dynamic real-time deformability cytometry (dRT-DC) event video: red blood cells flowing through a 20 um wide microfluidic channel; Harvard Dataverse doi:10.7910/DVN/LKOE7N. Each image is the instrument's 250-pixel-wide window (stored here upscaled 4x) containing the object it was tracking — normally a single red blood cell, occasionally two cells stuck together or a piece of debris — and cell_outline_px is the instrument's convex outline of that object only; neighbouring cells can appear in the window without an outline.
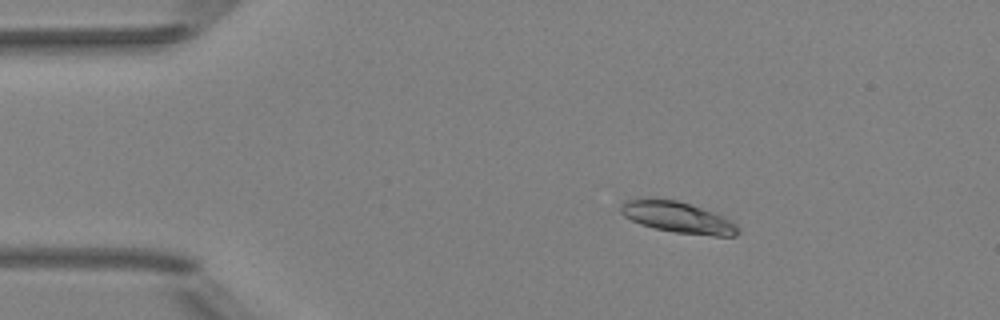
{"species": "Egyptian fruit bat (a non-hibernating species)", "species_latin": "Rousettus aegyptiacus", "temperature_condition": "room temperature", "stored_images_in_passage": 5, "camera_frame_rate_fps": 3000, "um_per_image_px": 0.085, "animal": {"sex": "female"}, "frame": {"image": 1, "passage_image": 1, "time_ms": 0.0, "image_size_px": [1000, 320], "cell_outline_px": [[740, 232], [736, 236], [712, 236], [676, 232], [656, 228], [640, 224], [624, 216], [620, 212], [620, 204], [624, 200], [676, 200], [724, 216], [732, 220], [740, 228]], "centroid_in_image_um": [57.67, 18.5], "position_along_channel_um": 27.3, "area_um2": 20.87}}
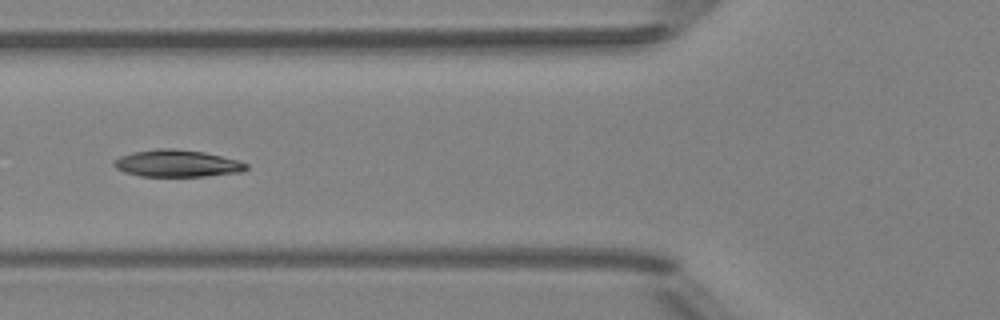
{"frame": {"image": 2, "passage_image": 4, "time_ms": 1.0, "image_size_px": [1000, 320], "cell_outline_px": [[248, 168], [244, 172], [204, 176], [140, 176], [124, 172], [116, 168], [112, 164], [112, 160], [120, 156], [132, 152], [156, 148], [172, 148], [204, 152], [236, 160], [248, 164]], "centroid_in_image_um": [15.01, 13.89], "position_along_channel_um": 110.8, "area_um2": 20.92}}
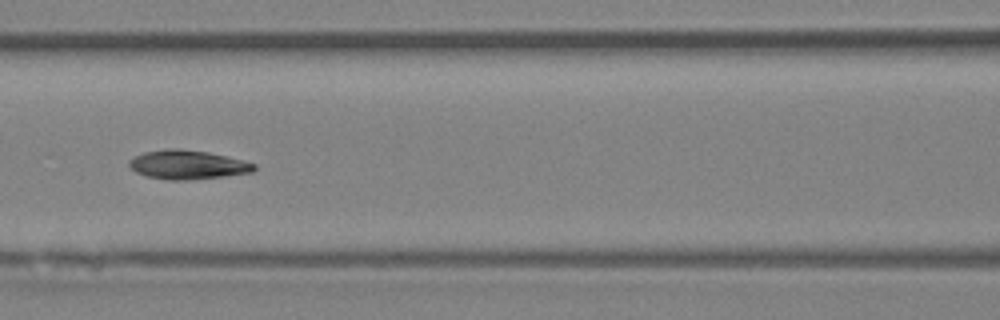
{"frame": {"image": 3, "passage_image": 5, "time_ms": 1.333, "image_size_px": [1000, 320], "cell_outline_px": [[256, 168], [252, 172], [224, 176], [188, 180], [168, 180], [148, 176], [136, 172], [128, 164], [128, 160], [144, 152], [168, 148], [180, 148], [208, 152], [256, 164]], "centroid_in_image_um": [15.92, 14.0], "position_along_channel_um": 150.7, "area_um2": 20.92}}